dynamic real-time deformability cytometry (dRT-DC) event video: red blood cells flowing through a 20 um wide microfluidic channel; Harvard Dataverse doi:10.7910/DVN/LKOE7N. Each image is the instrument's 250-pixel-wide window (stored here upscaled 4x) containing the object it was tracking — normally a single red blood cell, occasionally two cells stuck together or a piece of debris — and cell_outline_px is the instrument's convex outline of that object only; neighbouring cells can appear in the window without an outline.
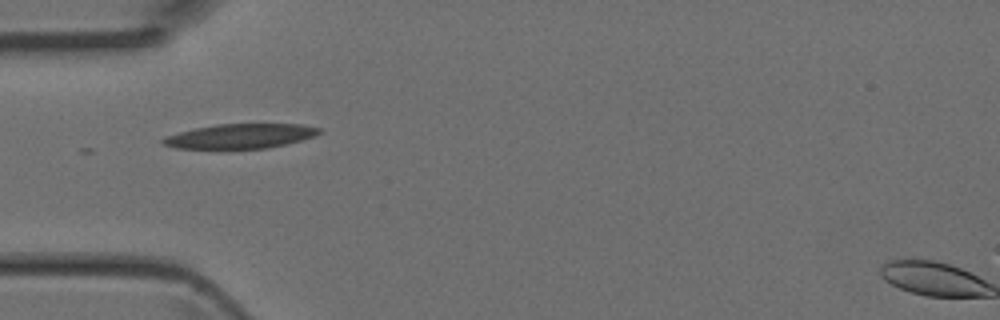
{"species": "Egyptian fruit bat (a non-hibernating species)", "species_latin": "Rousettus aegyptiacus", "temperature_condition": "room temperature", "stored_images_in_passage": 2, "camera_frame_rate_fps": 3000, "um_per_image_px": 0.085, "animal": {"sex": "female"}, "frame": {"image": 1, "passage_image": 2, "time_ms": 0.333, "image_size_px": [1000, 320], "cell_outline_px": [[320, 132], [316, 136], [268, 148], [176, 148], [164, 144], [160, 140], [164, 136], [196, 128], [216, 124], [300, 124], [320, 128]], "centroid_in_image_um": [20.43, 11.56], "position_along_channel_um": 64.6, "area_um2": 22.08}}